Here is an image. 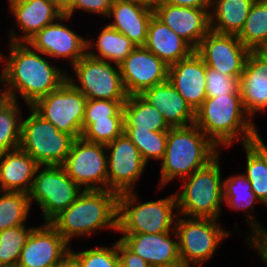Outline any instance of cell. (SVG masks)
Listing matches in <instances>:
<instances>
[{"mask_svg":"<svg viewBox=\"0 0 267 267\" xmlns=\"http://www.w3.org/2000/svg\"><path fill=\"white\" fill-rule=\"evenodd\" d=\"M243 147L246 152L244 175L251 183L252 191L267 208V145L260 137Z\"/></svg>","mask_w":267,"mask_h":267,"instance_id":"31","label":"cell"},{"mask_svg":"<svg viewBox=\"0 0 267 267\" xmlns=\"http://www.w3.org/2000/svg\"><path fill=\"white\" fill-rule=\"evenodd\" d=\"M8 6L17 26L10 31L9 42L27 43L41 29L60 19L62 12L49 0H9Z\"/></svg>","mask_w":267,"mask_h":267,"instance_id":"19","label":"cell"},{"mask_svg":"<svg viewBox=\"0 0 267 267\" xmlns=\"http://www.w3.org/2000/svg\"><path fill=\"white\" fill-rule=\"evenodd\" d=\"M165 267H184L183 265H172V266H165Z\"/></svg>","mask_w":267,"mask_h":267,"instance_id":"52","label":"cell"},{"mask_svg":"<svg viewBox=\"0 0 267 267\" xmlns=\"http://www.w3.org/2000/svg\"><path fill=\"white\" fill-rule=\"evenodd\" d=\"M86 102L87 98L66 80L59 88L41 97L30 107L60 132L77 139L82 136Z\"/></svg>","mask_w":267,"mask_h":267,"instance_id":"11","label":"cell"},{"mask_svg":"<svg viewBox=\"0 0 267 267\" xmlns=\"http://www.w3.org/2000/svg\"><path fill=\"white\" fill-rule=\"evenodd\" d=\"M256 51L267 60V41Z\"/></svg>","mask_w":267,"mask_h":267,"instance_id":"49","label":"cell"},{"mask_svg":"<svg viewBox=\"0 0 267 267\" xmlns=\"http://www.w3.org/2000/svg\"><path fill=\"white\" fill-rule=\"evenodd\" d=\"M38 166L36 161L20 147L0 153L1 191L29 194Z\"/></svg>","mask_w":267,"mask_h":267,"instance_id":"25","label":"cell"},{"mask_svg":"<svg viewBox=\"0 0 267 267\" xmlns=\"http://www.w3.org/2000/svg\"><path fill=\"white\" fill-rule=\"evenodd\" d=\"M71 245L50 224L35 226L20 253L17 267H49L60 263Z\"/></svg>","mask_w":267,"mask_h":267,"instance_id":"17","label":"cell"},{"mask_svg":"<svg viewBox=\"0 0 267 267\" xmlns=\"http://www.w3.org/2000/svg\"><path fill=\"white\" fill-rule=\"evenodd\" d=\"M260 255L261 260L264 262V265L267 266V250H255Z\"/></svg>","mask_w":267,"mask_h":267,"instance_id":"50","label":"cell"},{"mask_svg":"<svg viewBox=\"0 0 267 267\" xmlns=\"http://www.w3.org/2000/svg\"><path fill=\"white\" fill-rule=\"evenodd\" d=\"M267 228L264 226L246 244L254 250H267Z\"/></svg>","mask_w":267,"mask_h":267,"instance_id":"44","label":"cell"},{"mask_svg":"<svg viewBox=\"0 0 267 267\" xmlns=\"http://www.w3.org/2000/svg\"><path fill=\"white\" fill-rule=\"evenodd\" d=\"M140 96L154 106L171 127H186L195 122V112L168 80L144 90Z\"/></svg>","mask_w":267,"mask_h":267,"instance_id":"24","label":"cell"},{"mask_svg":"<svg viewBox=\"0 0 267 267\" xmlns=\"http://www.w3.org/2000/svg\"><path fill=\"white\" fill-rule=\"evenodd\" d=\"M71 68L75 78L67 73V81L87 99L127 100L119 65L86 53Z\"/></svg>","mask_w":267,"mask_h":267,"instance_id":"10","label":"cell"},{"mask_svg":"<svg viewBox=\"0 0 267 267\" xmlns=\"http://www.w3.org/2000/svg\"><path fill=\"white\" fill-rule=\"evenodd\" d=\"M83 190L61 165L38 166L29 192L30 203L42 211L43 221L50 223L67 209Z\"/></svg>","mask_w":267,"mask_h":267,"instance_id":"9","label":"cell"},{"mask_svg":"<svg viewBox=\"0 0 267 267\" xmlns=\"http://www.w3.org/2000/svg\"><path fill=\"white\" fill-rule=\"evenodd\" d=\"M194 51L206 66L237 79H240L243 73L250 52L237 35L217 33L212 30Z\"/></svg>","mask_w":267,"mask_h":267,"instance_id":"14","label":"cell"},{"mask_svg":"<svg viewBox=\"0 0 267 267\" xmlns=\"http://www.w3.org/2000/svg\"><path fill=\"white\" fill-rule=\"evenodd\" d=\"M242 105L252 119L267 109V60L257 51H250L239 79Z\"/></svg>","mask_w":267,"mask_h":267,"instance_id":"22","label":"cell"},{"mask_svg":"<svg viewBox=\"0 0 267 267\" xmlns=\"http://www.w3.org/2000/svg\"><path fill=\"white\" fill-rule=\"evenodd\" d=\"M120 267H150L140 256L131 251L120 239L116 242Z\"/></svg>","mask_w":267,"mask_h":267,"instance_id":"42","label":"cell"},{"mask_svg":"<svg viewBox=\"0 0 267 267\" xmlns=\"http://www.w3.org/2000/svg\"><path fill=\"white\" fill-rule=\"evenodd\" d=\"M2 55H3V54L0 52V61H1V59H2Z\"/></svg>","mask_w":267,"mask_h":267,"instance_id":"53","label":"cell"},{"mask_svg":"<svg viewBox=\"0 0 267 267\" xmlns=\"http://www.w3.org/2000/svg\"><path fill=\"white\" fill-rule=\"evenodd\" d=\"M18 105L10 100L0 109V153L20 147L23 117Z\"/></svg>","mask_w":267,"mask_h":267,"instance_id":"34","label":"cell"},{"mask_svg":"<svg viewBox=\"0 0 267 267\" xmlns=\"http://www.w3.org/2000/svg\"><path fill=\"white\" fill-rule=\"evenodd\" d=\"M107 190L121 194L136 191L135 183L141 178L147 164L139 150L123 132L106 144Z\"/></svg>","mask_w":267,"mask_h":267,"instance_id":"13","label":"cell"},{"mask_svg":"<svg viewBox=\"0 0 267 267\" xmlns=\"http://www.w3.org/2000/svg\"><path fill=\"white\" fill-rule=\"evenodd\" d=\"M69 19V16L63 15L41 29L27 43L34 50L46 55V58L68 59L67 63L70 62L72 67L87 53L88 39L81 37L63 23Z\"/></svg>","mask_w":267,"mask_h":267,"instance_id":"15","label":"cell"},{"mask_svg":"<svg viewBox=\"0 0 267 267\" xmlns=\"http://www.w3.org/2000/svg\"><path fill=\"white\" fill-rule=\"evenodd\" d=\"M125 102L126 100L87 99L82 122V133L95 120L108 119V117H123V104Z\"/></svg>","mask_w":267,"mask_h":267,"instance_id":"38","label":"cell"},{"mask_svg":"<svg viewBox=\"0 0 267 267\" xmlns=\"http://www.w3.org/2000/svg\"><path fill=\"white\" fill-rule=\"evenodd\" d=\"M10 96L6 86L0 89V109L10 101Z\"/></svg>","mask_w":267,"mask_h":267,"instance_id":"48","label":"cell"},{"mask_svg":"<svg viewBox=\"0 0 267 267\" xmlns=\"http://www.w3.org/2000/svg\"><path fill=\"white\" fill-rule=\"evenodd\" d=\"M255 202L262 204L244 174L231 175L223 180V203L230 209L244 211V218L246 217L247 224L251 227V233L245 238L246 243L263 227L254 216L255 214L252 215L255 213Z\"/></svg>","mask_w":267,"mask_h":267,"instance_id":"27","label":"cell"},{"mask_svg":"<svg viewBox=\"0 0 267 267\" xmlns=\"http://www.w3.org/2000/svg\"><path fill=\"white\" fill-rule=\"evenodd\" d=\"M153 14V9L133 0H113L107 16L113 20L107 25L127 36L136 46H144Z\"/></svg>","mask_w":267,"mask_h":267,"instance_id":"23","label":"cell"},{"mask_svg":"<svg viewBox=\"0 0 267 267\" xmlns=\"http://www.w3.org/2000/svg\"><path fill=\"white\" fill-rule=\"evenodd\" d=\"M220 150L197 125L172 127L168 131L167 146L161 162L159 188L179 178L183 180L205 167Z\"/></svg>","mask_w":267,"mask_h":267,"instance_id":"4","label":"cell"},{"mask_svg":"<svg viewBox=\"0 0 267 267\" xmlns=\"http://www.w3.org/2000/svg\"><path fill=\"white\" fill-rule=\"evenodd\" d=\"M49 267H61V262L60 263H57L55 265L49 266Z\"/></svg>","mask_w":267,"mask_h":267,"instance_id":"51","label":"cell"},{"mask_svg":"<svg viewBox=\"0 0 267 267\" xmlns=\"http://www.w3.org/2000/svg\"><path fill=\"white\" fill-rule=\"evenodd\" d=\"M219 156L220 153L205 167L183 179V190L175 193L178 215L220 220L223 179Z\"/></svg>","mask_w":267,"mask_h":267,"instance_id":"6","label":"cell"},{"mask_svg":"<svg viewBox=\"0 0 267 267\" xmlns=\"http://www.w3.org/2000/svg\"><path fill=\"white\" fill-rule=\"evenodd\" d=\"M53 3L64 15L73 5L74 0H49Z\"/></svg>","mask_w":267,"mask_h":267,"instance_id":"46","label":"cell"},{"mask_svg":"<svg viewBox=\"0 0 267 267\" xmlns=\"http://www.w3.org/2000/svg\"><path fill=\"white\" fill-rule=\"evenodd\" d=\"M206 64L195 53L169 66L168 81L195 112L207 98Z\"/></svg>","mask_w":267,"mask_h":267,"instance_id":"21","label":"cell"},{"mask_svg":"<svg viewBox=\"0 0 267 267\" xmlns=\"http://www.w3.org/2000/svg\"><path fill=\"white\" fill-rule=\"evenodd\" d=\"M9 48L8 58L2 55L0 83L6 85L11 100L22 97L30 107L67 80V71L50 64L28 43L9 42Z\"/></svg>","mask_w":267,"mask_h":267,"instance_id":"1","label":"cell"},{"mask_svg":"<svg viewBox=\"0 0 267 267\" xmlns=\"http://www.w3.org/2000/svg\"><path fill=\"white\" fill-rule=\"evenodd\" d=\"M162 3L200 9H211L212 0H162Z\"/></svg>","mask_w":267,"mask_h":267,"instance_id":"43","label":"cell"},{"mask_svg":"<svg viewBox=\"0 0 267 267\" xmlns=\"http://www.w3.org/2000/svg\"><path fill=\"white\" fill-rule=\"evenodd\" d=\"M195 125L219 148L242 146L260 138L258 128L246 114L241 95L206 98L195 111Z\"/></svg>","mask_w":267,"mask_h":267,"instance_id":"2","label":"cell"},{"mask_svg":"<svg viewBox=\"0 0 267 267\" xmlns=\"http://www.w3.org/2000/svg\"><path fill=\"white\" fill-rule=\"evenodd\" d=\"M113 0H74L72 7L64 14L72 18L76 10L108 16Z\"/></svg>","mask_w":267,"mask_h":267,"instance_id":"41","label":"cell"},{"mask_svg":"<svg viewBox=\"0 0 267 267\" xmlns=\"http://www.w3.org/2000/svg\"><path fill=\"white\" fill-rule=\"evenodd\" d=\"M22 119L20 148L39 166L62 165L70 152L74 138L60 132L51 122L44 120L31 107Z\"/></svg>","mask_w":267,"mask_h":267,"instance_id":"8","label":"cell"},{"mask_svg":"<svg viewBox=\"0 0 267 267\" xmlns=\"http://www.w3.org/2000/svg\"><path fill=\"white\" fill-rule=\"evenodd\" d=\"M124 129L169 131L172 127L164 116L140 95H130L123 104Z\"/></svg>","mask_w":267,"mask_h":267,"instance_id":"29","label":"cell"},{"mask_svg":"<svg viewBox=\"0 0 267 267\" xmlns=\"http://www.w3.org/2000/svg\"><path fill=\"white\" fill-rule=\"evenodd\" d=\"M73 250L70 248L83 267H120L116 243L112 247L97 246L79 252Z\"/></svg>","mask_w":267,"mask_h":267,"instance_id":"39","label":"cell"},{"mask_svg":"<svg viewBox=\"0 0 267 267\" xmlns=\"http://www.w3.org/2000/svg\"><path fill=\"white\" fill-rule=\"evenodd\" d=\"M256 0H212L210 30L238 35L245 24L252 5Z\"/></svg>","mask_w":267,"mask_h":267,"instance_id":"28","label":"cell"},{"mask_svg":"<svg viewBox=\"0 0 267 267\" xmlns=\"http://www.w3.org/2000/svg\"><path fill=\"white\" fill-rule=\"evenodd\" d=\"M96 50H92V48ZM136 45L124 34L106 26L102 28L95 40H87V53L97 59L119 65L134 49Z\"/></svg>","mask_w":267,"mask_h":267,"instance_id":"30","label":"cell"},{"mask_svg":"<svg viewBox=\"0 0 267 267\" xmlns=\"http://www.w3.org/2000/svg\"><path fill=\"white\" fill-rule=\"evenodd\" d=\"M146 49L154 53L167 66L186 59L194 49L154 14L148 27Z\"/></svg>","mask_w":267,"mask_h":267,"instance_id":"26","label":"cell"},{"mask_svg":"<svg viewBox=\"0 0 267 267\" xmlns=\"http://www.w3.org/2000/svg\"><path fill=\"white\" fill-rule=\"evenodd\" d=\"M206 95L214 98L221 95H241L239 79L224 75L217 70L206 66Z\"/></svg>","mask_w":267,"mask_h":267,"instance_id":"40","label":"cell"},{"mask_svg":"<svg viewBox=\"0 0 267 267\" xmlns=\"http://www.w3.org/2000/svg\"><path fill=\"white\" fill-rule=\"evenodd\" d=\"M61 166L82 190H107L105 144L88 142L82 137L74 139Z\"/></svg>","mask_w":267,"mask_h":267,"instance_id":"12","label":"cell"},{"mask_svg":"<svg viewBox=\"0 0 267 267\" xmlns=\"http://www.w3.org/2000/svg\"><path fill=\"white\" fill-rule=\"evenodd\" d=\"M61 267H83L79 259L70 251L61 261Z\"/></svg>","mask_w":267,"mask_h":267,"instance_id":"45","label":"cell"},{"mask_svg":"<svg viewBox=\"0 0 267 267\" xmlns=\"http://www.w3.org/2000/svg\"><path fill=\"white\" fill-rule=\"evenodd\" d=\"M135 193L130 191L118 194L117 232L159 234L175 231V219L178 216L175 193L143 203H140Z\"/></svg>","mask_w":267,"mask_h":267,"instance_id":"5","label":"cell"},{"mask_svg":"<svg viewBox=\"0 0 267 267\" xmlns=\"http://www.w3.org/2000/svg\"><path fill=\"white\" fill-rule=\"evenodd\" d=\"M33 228L20 225L0 232V266L17 267L20 253Z\"/></svg>","mask_w":267,"mask_h":267,"instance_id":"36","label":"cell"},{"mask_svg":"<svg viewBox=\"0 0 267 267\" xmlns=\"http://www.w3.org/2000/svg\"><path fill=\"white\" fill-rule=\"evenodd\" d=\"M137 147L146 164L154 159L161 161L164 158L168 131H137V129H124L123 131Z\"/></svg>","mask_w":267,"mask_h":267,"instance_id":"35","label":"cell"},{"mask_svg":"<svg viewBox=\"0 0 267 267\" xmlns=\"http://www.w3.org/2000/svg\"><path fill=\"white\" fill-rule=\"evenodd\" d=\"M123 131V117H108V119L95 120L81 137L88 142L106 145L120 136Z\"/></svg>","mask_w":267,"mask_h":267,"instance_id":"37","label":"cell"},{"mask_svg":"<svg viewBox=\"0 0 267 267\" xmlns=\"http://www.w3.org/2000/svg\"><path fill=\"white\" fill-rule=\"evenodd\" d=\"M210 9L161 3L154 15L184 39L194 50L210 31Z\"/></svg>","mask_w":267,"mask_h":267,"instance_id":"18","label":"cell"},{"mask_svg":"<svg viewBox=\"0 0 267 267\" xmlns=\"http://www.w3.org/2000/svg\"><path fill=\"white\" fill-rule=\"evenodd\" d=\"M118 194L111 190H83L50 224L68 242L98 230L117 232Z\"/></svg>","mask_w":267,"mask_h":267,"instance_id":"3","label":"cell"},{"mask_svg":"<svg viewBox=\"0 0 267 267\" xmlns=\"http://www.w3.org/2000/svg\"><path fill=\"white\" fill-rule=\"evenodd\" d=\"M217 220L177 216L175 231L178 236L180 260L184 267H191L192 264L202 266L207 263L213 258L219 244L231 236Z\"/></svg>","mask_w":267,"mask_h":267,"instance_id":"7","label":"cell"},{"mask_svg":"<svg viewBox=\"0 0 267 267\" xmlns=\"http://www.w3.org/2000/svg\"><path fill=\"white\" fill-rule=\"evenodd\" d=\"M123 86L128 96L168 80L167 66L144 46L136 48L119 64Z\"/></svg>","mask_w":267,"mask_h":267,"instance_id":"16","label":"cell"},{"mask_svg":"<svg viewBox=\"0 0 267 267\" xmlns=\"http://www.w3.org/2000/svg\"><path fill=\"white\" fill-rule=\"evenodd\" d=\"M29 194L23 192H0V232L7 228L26 225L31 211Z\"/></svg>","mask_w":267,"mask_h":267,"instance_id":"33","label":"cell"},{"mask_svg":"<svg viewBox=\"0 0 267 267\" xmlns=\"http://www.w3.org/2000/svg\"><path fill=\"white\" fill-rule=\"evenodd\" d=\"M237 36L250 51H256L267 41V0L254 2Z\"/></svg>","mask_w":267,"mask_h":267,"instance_id":"32","label":"cell"},{"mask_svg":"<svg viewBox=\"0 0 267 267\" xmlns=\"http://www.w3.org/2000/svg\"><path fill=\"white\" fill-rule=\"evenodd\" d=\"M133 1L142 4L144 6H147L153 10L162 3V0H133Z\"/></svg>","mask_w":267,"mask_h":267,"instance_id":"47","label":"cell"},{"mask_svg":"<svg viewBox=\"0 0 267 267\" xmlns=\"http://www.w3.org/2000/svg\"><path fill=\"white\" fill-rule=\"evenodd\" d=\"M119 239L131 251L142 257L150 267L182 265L176 231L159 234H122Z\"/></svg>","mask_w":267,"mask_h":267,"instance_id":"20","label":"cell"}]
</instances>
